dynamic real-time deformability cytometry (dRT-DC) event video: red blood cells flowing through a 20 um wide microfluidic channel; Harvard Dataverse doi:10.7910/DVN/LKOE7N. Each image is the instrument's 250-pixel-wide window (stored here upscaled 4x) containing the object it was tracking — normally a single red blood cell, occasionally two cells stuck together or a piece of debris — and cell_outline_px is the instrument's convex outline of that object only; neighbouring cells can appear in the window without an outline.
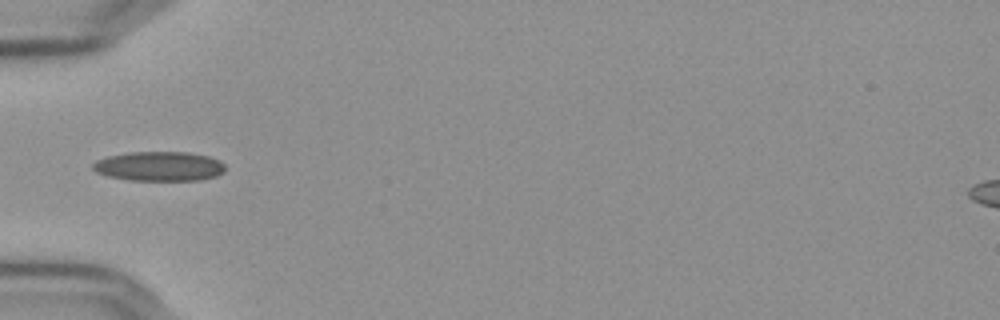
{"species": "Egyptian fruit bat (a non-hibernating species)", "species_latin": "Rousettus aegyptiacus", "temperature_condition": "cold", "stored_images_in_passage": 10, "camera_frame_rate_fps": 3000, "um_per_image_px": 0.085, "frame": {"image": 1, "passage_image": 5, "time_ms": 1.333, "image_size_px": [1000, 320], "cell_outline_px": [[224, 172], [216, 176], [200, 180], [128, 180], [108, 176], [96, 172], [92, 168], [92, 164], [96, 160], [108, 156], [132, 152], [188, 152], [208, 156], [220, 160], [224, 164]], "centroid_in_image_um": [13.54, 14.13], "position_along_channel_um": 71.5, "area_um2": 22.77}}
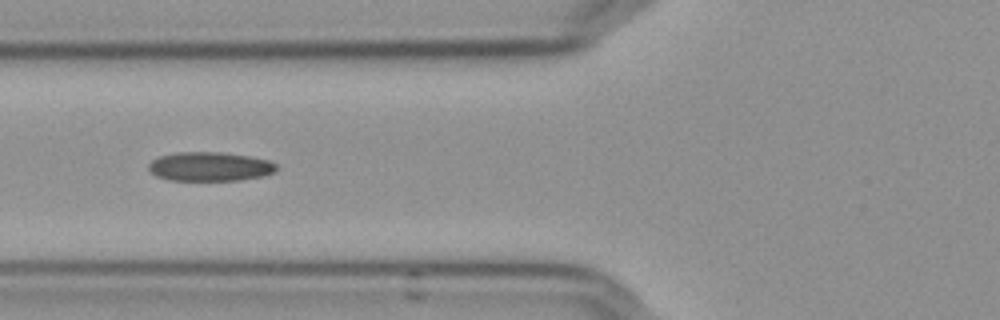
{"frame": {"image": 2, "passage_image": 6, "time_ms": 1.667, "image_size_px": [1000, 320], "cell_outline_px": [[276, 172], [264, 176], [240, 180], [172, 180], [156, 176], [148, 168], [148, 164], [156, 156], [176, 152], [224, 152], [248, 156], [268, 160], [276, 164]], "centroid_in_image_um": [17.83, 14.15], "position_along_channel_um": 108.0, "area_um2": 21.79}}
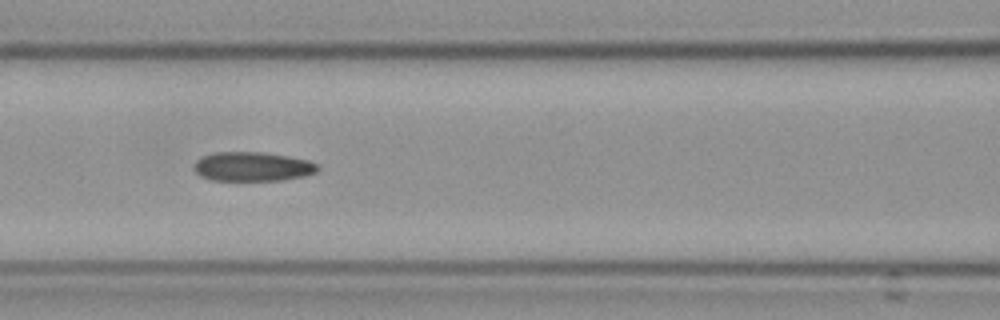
{"frame": {"image": 3, "passage_image": 7, "time_ms": 2.0, "image_size_px": [1000, 320], "cell_outline_px": [[320, 168], [316, 172], [304, 176], [280, 180], [212, 180], [200, 176], [192, 168], [192, 164], [200, 156], [212, 152], [264, 152], [288, 156], [308, 160], [316, 164]], "centroid_in_image_um": [21.4, 14.15], "position_along_channel_um": 145.2, "area_um2": 21.27}}